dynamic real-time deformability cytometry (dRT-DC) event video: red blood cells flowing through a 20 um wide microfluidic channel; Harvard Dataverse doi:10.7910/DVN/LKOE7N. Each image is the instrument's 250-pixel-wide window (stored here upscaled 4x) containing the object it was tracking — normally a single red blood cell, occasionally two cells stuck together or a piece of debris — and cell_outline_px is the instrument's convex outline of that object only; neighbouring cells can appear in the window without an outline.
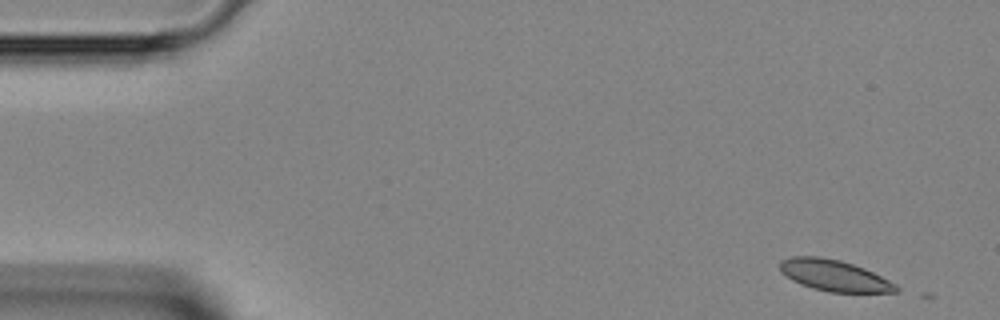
{"species": "Egyptian fruit bat (a non-hibernating species)", "species_latin": "Rousettus aegyptiacus", "temperature_condition": "room temperature", "stored_images_in_passage": 11, "camera_frame_rate_fps": 3000, "um_per_image_px": 0.085, "animal": {"sex": "female"}, "frame": {"image": 1, "passage_image": 2, "time_ms": 0.333, "image_size_px": [1000, 320], "cell_outline_px": [[900, 292], [828, 292], [812, 288], [800, 284], [792, 280], [780, 272], [780, 260], [792, 256], [820, 256], [840, 260], [864, 268], [896, 284], [900, 288]], "centroid_in_image_um": [70.88, 23.41], "position_along_channel_um": 14.1, "area_um2": 21.15}}